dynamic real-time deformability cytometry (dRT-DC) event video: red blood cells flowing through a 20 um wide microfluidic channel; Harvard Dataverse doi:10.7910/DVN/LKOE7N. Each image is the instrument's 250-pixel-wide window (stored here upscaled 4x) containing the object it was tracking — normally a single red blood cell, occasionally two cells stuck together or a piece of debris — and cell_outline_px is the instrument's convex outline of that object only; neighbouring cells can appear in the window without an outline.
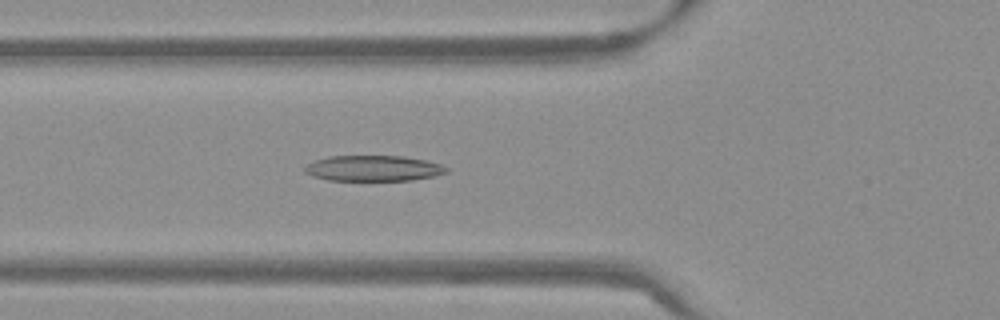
{"species": "Egyptian fruit bat (a non-hibernating species)", "species_latin": "Rousettus aegyptiacus", "temperature_condition": "warm", "stored_images_in_passage": 40, "camera_frame_rate_fps": 3000, "um_per_image_px": 0.085, "frame": {"image": 1, "passage_image": 6, "time_ms": 1.667, "image_size_px": [1000, 320], "cell_outline_px": [[448, 172], [436, 176], [412, 180], [328, 180], [312, 176], [304, 172], [304, 168], [308, 164], [316, 160], [328, 156], [404, 156], [428, 160], [440, 164], [448, 168]], "centroid_in_image_um": [31.77, 14.3], "position_along_channel_um": 94.0, "area_um2": 21.27}}
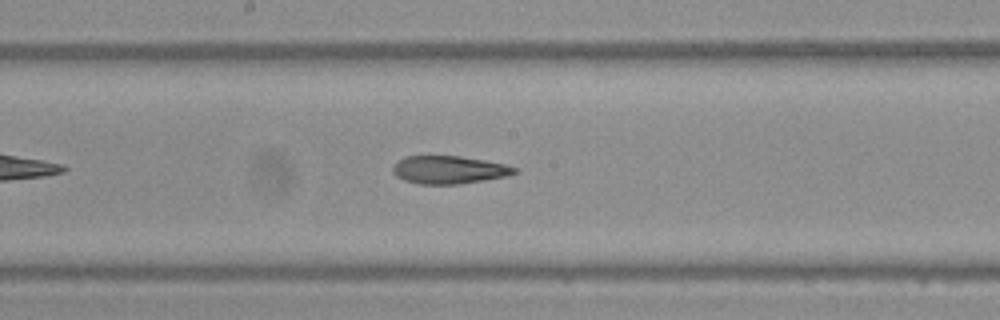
{"frame": {"image": 2, "passage_image": 15, "time_ms": 4.667, "image_size_px": [1000, 320], "cell_outline_px": [[520, 168], [516, 172], [508, 176], [460, 184], [420, 184], [404, 180], [396, 176], [392, 172], [392, 164], [404, 156], [460, 156], [484, 160], [504, 164]], "centroid_in_image_um": [38.14, 14.43], "position_along_channel_um": 210.1, "area_um2": 19.94}}
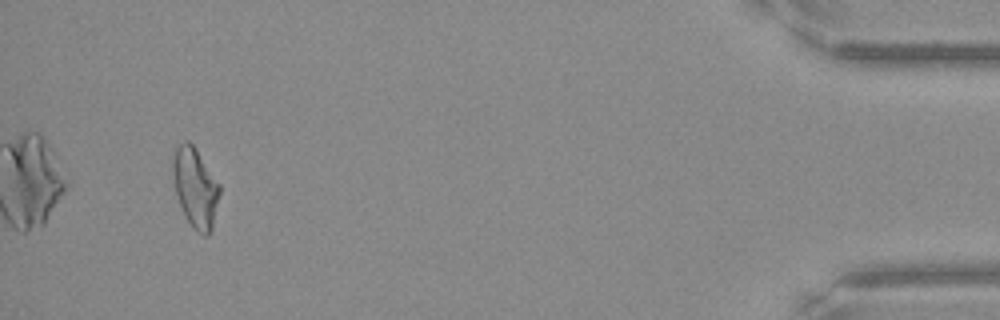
{"frame": {"image": 3, "passage_image": 37, "time_ms": 12.0, "image_size_px": [1000, 320], "cell_outline_px": [[220, 192], [212, 228], [208, 236], [204, 236], [196, 232], [192, 228], [180, 204], [176, 192], [172, 172], [172, 160], [176, 148], [184, 140], [188, 140], [196, 148], [220, 184]], "centroid_in_image_um": [16.61, 15.94], "position_along_channel_um": 418.6, "area_um2": 21.62}, "authors_computed_cell_mechanics": {"area_um2": 20.8369, "velocity_mm_per_s": 3.8429, "shape_relaxation_time_tau1_ms": null, "shape_relaxation_time_tau2_ms": 3.8861, "deformation_change_tau1": null, "deformation_change_tau2": 0.1375}}